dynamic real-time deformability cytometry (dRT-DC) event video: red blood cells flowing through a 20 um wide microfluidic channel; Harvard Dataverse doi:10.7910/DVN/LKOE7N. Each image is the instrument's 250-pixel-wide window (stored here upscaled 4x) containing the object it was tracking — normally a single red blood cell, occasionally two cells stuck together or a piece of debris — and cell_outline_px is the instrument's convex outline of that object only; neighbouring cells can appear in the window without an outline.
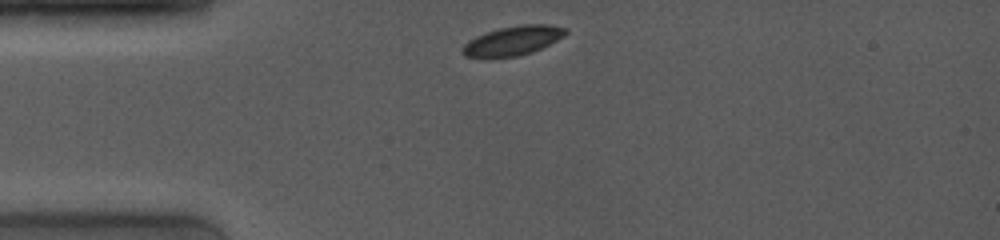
{"species": "common noctule bat (a hibernating species)", "species_latin": "Nyctalus noctula", "temperature_condition": "room temperature", "stored_images_in_passage": 28, "camera_frame_rate_fps": 4000, "um_per_image_px": 0.085, "animal": {"sex": "female", "body_mass_g": 19.0, "forearm_length_mm": 53.3}, "frame": {"image": 1, "passage_image": 1, "time_ms": 0.0, "image_size_px": [1000, 240], "cell_outline_px": [[568, 32], [564, 36], [532, 52], [516, 56], [484, 60], [464, 56], [460, 52], [460, 48], [468, 40], [484, 32], [500, 28], [520, 24], [548, 24], [568, 28]], "centroid_in_image_um": [43.5, 3.48], "position_along_channel_um": 41.5, "area_um2": 18.21}}
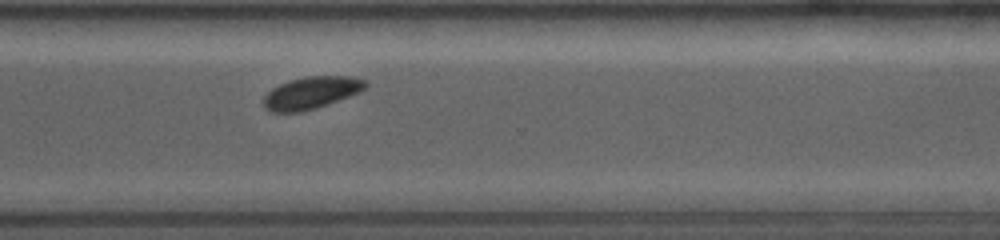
{"frame": {"image": 2, "passage_image": 21, "time_ms": 8.25, "image_size_px": [1000, 240], "cell_outline_px": [[368, 84], [364, 88], [348, 96], [316, 108], [300, 112], [268, 112], [264, 108], [264, 96], [272, 88], [280, 84], [292, 80], [308, 76], [352, 76], [364, 80]], "centroid_in_image_um": [26.41, 7.89], "position_along_channel_um": 344.2, "area_um2": 18.79}}
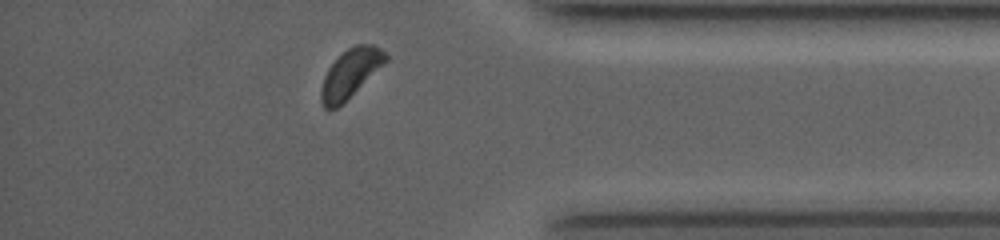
{"frame": {"image": 3, "passage_image": 26, "time_ms": 10.0, "image_size_px": [1000, 240], "cell_outline_px": [[388, 60], [384, 64], [336, 108], [324, 108], [320, 100], [320, 92], [324, 76], [328, 68], [348, 48], [356, 44], [372, 44], [380, 48], [388, 56]], "centroid_in_image_um": [29.78, 6.21], "position_along_channel_um": 405.4, "area_um2": 17.69}, "authors_computed_cell_mechanics": {"area_um2": 18.8139, "velocity_mm_per_s": 3.977, "shape_relaxation_time_tau1_ms": null, "shape_relaxation_time_tau2_ms": 4.3124, "deformation_change_tau1": null, "deformation_change_tau2": 0.0465}}